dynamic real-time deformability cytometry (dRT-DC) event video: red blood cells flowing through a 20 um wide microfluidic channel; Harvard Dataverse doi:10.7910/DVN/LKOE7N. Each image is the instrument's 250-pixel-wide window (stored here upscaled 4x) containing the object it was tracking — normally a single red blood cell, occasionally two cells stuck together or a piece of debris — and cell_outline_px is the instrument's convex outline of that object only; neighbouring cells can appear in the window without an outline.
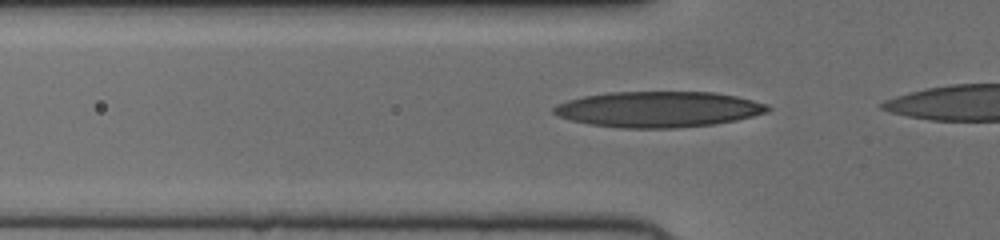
{"species": "human", "species_latin": "Homo sapiens", "temperature_condition": "cold", "stored_images_in_passage": 8, "camera_frame_rate_fps": 3000, "um_per_image_px": 0.085, "donor": {"sex": "female"}, "frame": {"image": 1, "passage_image": 2, "time_ms": 0.333, "image_size_px": [1000, 240], "cell_outline_px": [[772, 108], [768, 112], [736, 120], [712, 124], [676, 128], [620, 128], [592, 124], [572, 120], [560, 116], [552, 112], [552, 108], [556, 104], [568, 100], [584, 96], [612, 92], [716, 92], [736, 96], [768, 104]], "centroid_in_image_um": [55.99, 9.29], "position_along_channel_um": 69.8, "area_um2": 44.51}}
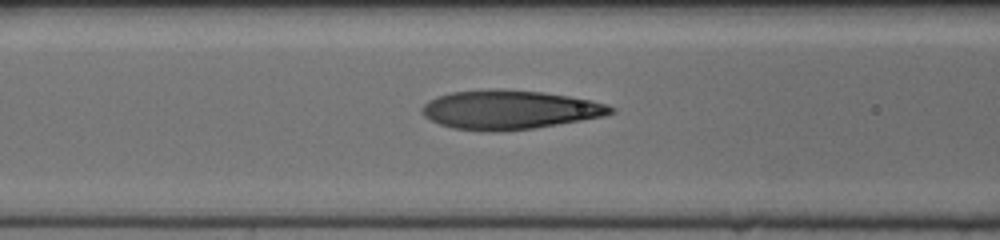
{"frame": {"image": 2, "passage_image": 6, "time_ms": 1.667, "image_size_px": [1000, 240], "cell_outline_px": [[616, 112], [604, 116], [532, 128], [496, 132], [480, 132], [452, 128], [440, 124], [424, 116], [420, 108], [428, 100], [452, 92], [488, 88], [504, 88], [544, 92], [568, 96], [608, 104], [616, 108]], "centroid_in_image_um": [43.29, 9.32], "position_along_channel_um": 123.3, "area_um2": 43.18}}